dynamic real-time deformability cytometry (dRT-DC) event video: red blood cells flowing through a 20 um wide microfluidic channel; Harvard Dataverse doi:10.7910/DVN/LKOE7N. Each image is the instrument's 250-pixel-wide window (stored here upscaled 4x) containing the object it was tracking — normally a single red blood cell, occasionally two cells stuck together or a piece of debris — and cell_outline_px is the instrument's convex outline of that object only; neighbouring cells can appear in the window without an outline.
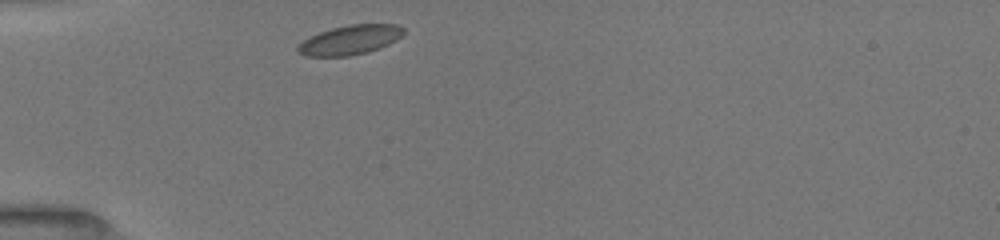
{"species": "common noctule bat (a hibernating species)", "species_latin": "Nyctalus noctula", "temperature_condition": "room temperature", "stored_images_in_passage": 5, "camera_frame_rate_fps": 3000, "um_per_image_px": 0.085, "animal": {"sex": "female", "body_mass_g": 19.5, "forearm_length_mm": 54.1}, "frame": {"image": 1, "passage_image": 1, "time_ms": 0.0, "image_size_px": [1000, 240], "cell_outline_px": [[404, 32], [396, 40], [380, 48], [368, 52], [348, 56], [304, 56], [296, 52], [296, 48], [304, 40], [320, 32], [332, 28], [348, 24], [396, 24], [404, 28]], "centroid_in_image_um": [29.75, 3.4], "position_along_channel_um": 55.3, "area_um2": 18.09}}